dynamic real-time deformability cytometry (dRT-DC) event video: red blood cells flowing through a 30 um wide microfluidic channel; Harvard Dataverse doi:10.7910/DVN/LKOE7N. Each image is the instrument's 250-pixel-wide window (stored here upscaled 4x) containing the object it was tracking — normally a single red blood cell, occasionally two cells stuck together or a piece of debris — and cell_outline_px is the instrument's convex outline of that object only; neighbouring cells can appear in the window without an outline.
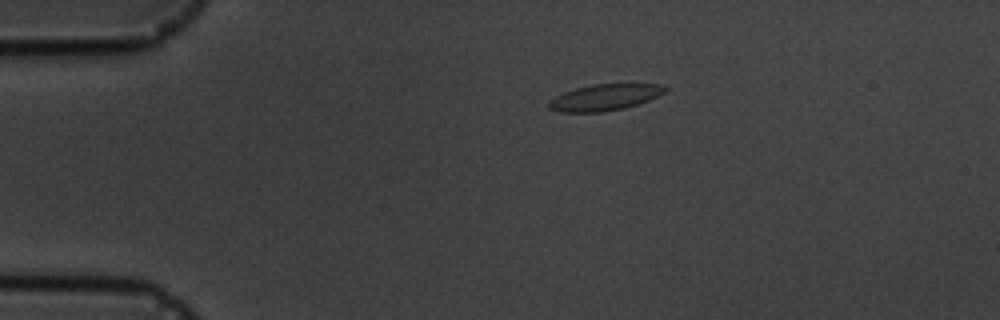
{"species": "common noctule bat (a hibernating species)", "species_latin": "Nyctalus noctula", "temperature_condition": "cold", "stored_images_in_passage": 4, "camera_frame_rate_fps": 3000, "um_per_image_px": 0.085, "animal": {"sex": "male", "body_mass_g": 19.5, "forearm_length_mm": 54.6}, "frame": {"image": 1, "passage_image": 1, "time_ms": 0.0, "image_size_px": [1000, 320], "cell_outline_px": [[668, 88], [664, 92], [648, 100], [624, 108], [600, 112], [560, 112], [548, 108], [548, 100], [564, 92], [576, 88], [592, 84], [664, 84]], "centroid_in_image_um": [51.37, 8.27], "position_along_channel_um": 33.6, "area_um2": 17.69}}
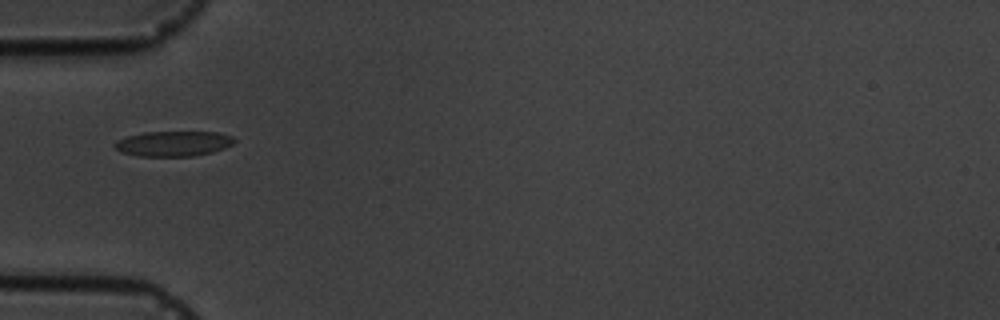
{"frame": {"image": 2, "passage_image": 3, "time_ms": 2.333, "image_size_px": [1000, 320], "cell_outline_px": [[236, 140], [232, 144], [224, 148], [212, 152], [192, 156], [136, 156], [120, 152], [112, 144], [116, 140], [128, 136], [144, 132], [220, 132], [232, 136]], "centroid_in_image_um": [14.72, 12.21], "position_along_channel_um": 70.3, "area_um2": 17.63}}
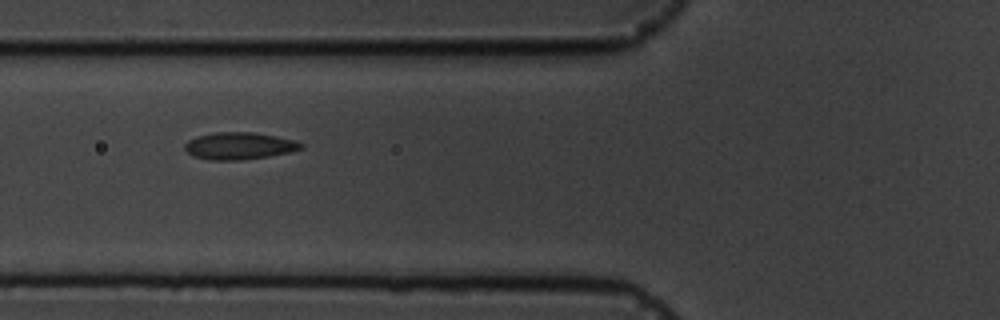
{"frame": {"image": 3, "passage_image": 4, "time_ms": 3.333, "image_size_px": [1000, 320], "cell_outline_px": [[304, 148], [292, 152], [268, 156], [240, 160], [208, 160], [192, 156], [184, 148], [184, 144], [188, 140], [196, 136], [216, 132], [256, 132], [292, 140], [304, 144]], "centroid_in_image_um": [20.31, 12.4], "position_along_channel_um": 105.5, "area_um2": 18.44}}